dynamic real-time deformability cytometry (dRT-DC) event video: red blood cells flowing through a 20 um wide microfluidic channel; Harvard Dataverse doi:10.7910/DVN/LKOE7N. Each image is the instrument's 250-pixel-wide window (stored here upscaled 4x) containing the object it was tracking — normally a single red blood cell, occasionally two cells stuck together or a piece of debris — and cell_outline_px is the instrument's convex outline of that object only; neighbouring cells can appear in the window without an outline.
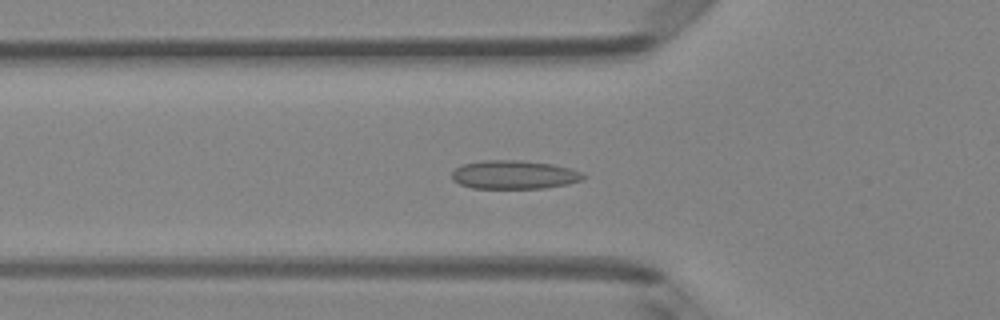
{"species": "Egyptian fruit bat (a non-hibernating species)", "species_latin": "Rousettus aegyptiacus", "temperature_condition": "room temperature", "stored_images_in_passage": 48, "camera_frame_rate_fps": 3000, "um_per_image_px": 0.085, "animal": {"sex": "female"}, "frame": {"image": 1, "passage_image": 16, "time_ms": 5.0, "image_size_px": [1000, 320], "cell_outline_px": [[588, 176], [580, 180], [568, 184], [544, 188], [472, 188], [460, 184], [452, 180], [452, 172], [456, 168], [464, 164], [484, 160], [520, 160], [552, 164], [584, 172]], "centroid_in_image_um": [43.72, 14.85], "position_along_channel_um": 82.1, "area_um2": 21.91}}
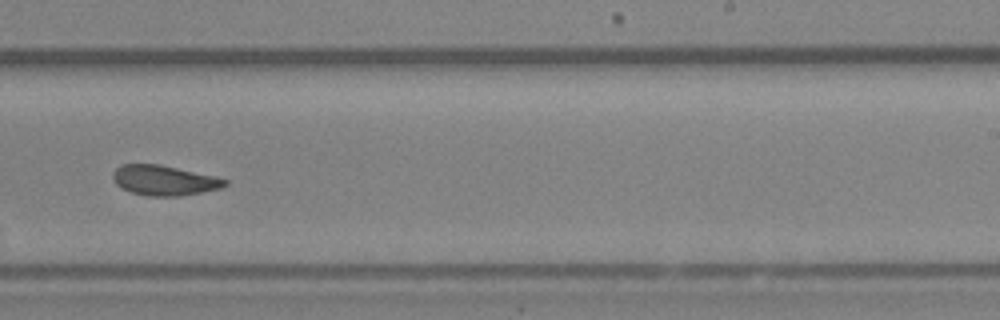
{"frame": {"image": 2, "passage_image": 30, "time_ms": 9.667, "image_size_px": [1000, 320], "cell_outline_px": [[228, 184], [220, 188], [180, 196], [148, 196], [132, 192], [120, 188], [116, 184], [112, 176], [112, 172], [120, 164], [160, 164], [216, 176], [228, 180]], "centroid_in_image_um": [13.94, 15.32], "position_along_channel_um": 275.1, "area_um2": 19.71}}
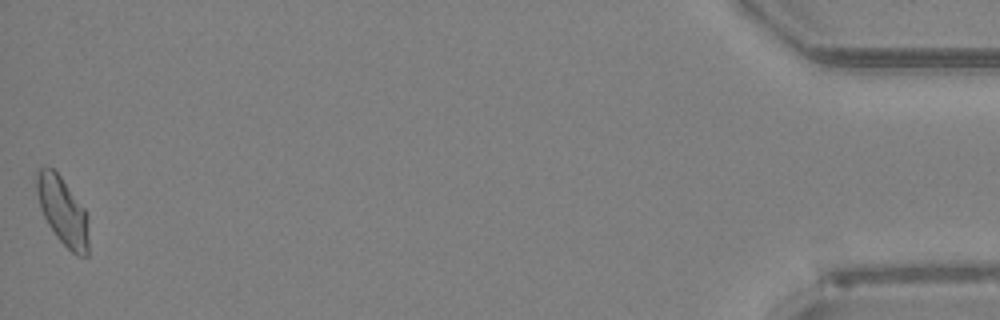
{"frame": {"image": 3, "passage_image": 48, "time_ms": 15.667, "image_size_px": [1000, 320], "cell_outline_px": [[88, 256], [76, 256], [56, 236], [48, 224], [40, 208], [36, 192], [36, 172], [44, 164], [52, 168], [60, 176], [84, 208], [88, 216]], "centroid_in_image_um": [5.32, 17.93], "position_along_channel_um": 429.9, "area_um2": 20.63}, "authors_computed_cell_mechanics": {"area_um2": 20.0855, "velocity_mm_per_s": 4.1431, "shape_relaxation_time_tau1_ms": null, "shape_relaxation_time_tau2_ms": 2.1426, "deformation_change_tau1": null, "deformation_change_tau2": 0.0651}}